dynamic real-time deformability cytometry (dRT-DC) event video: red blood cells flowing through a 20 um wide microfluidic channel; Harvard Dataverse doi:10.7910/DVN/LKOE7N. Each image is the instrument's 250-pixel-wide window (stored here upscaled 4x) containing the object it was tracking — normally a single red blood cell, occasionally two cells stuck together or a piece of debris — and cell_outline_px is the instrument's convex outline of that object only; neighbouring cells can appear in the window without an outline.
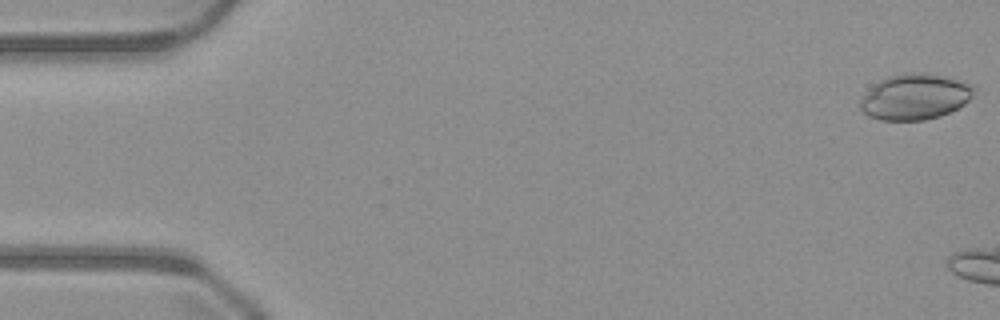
{"species": "common noctule bat (a hibernating species)", "species_latin": "Nyctalus noctula", "temperature_condition": "warm", "stored_images_in_passage": 4, "camera_frame_rate_fps": 3000, "um_per_image_px": 0.085, "animal": {"sex": "male", "body_mass_g": 23.1, "forearm_length_mm": 52.7}, "frame": {"image": 1, "passage_image": 1, "time_ms": 0.0, "image_size_px": [1000, 320], "cell_outline_px": [[976, 88], [972, 96], [960, 108], [940, 116], [924, 120], [880, 120], [868, 116], [860, 112], [860, 100], [880, 80], [888, 76], [904, 72], [924, 72], [948, 76], [972, 84]], "centroid_in_image_um": [77.8, 8.22], "position_along_channel_um": 7.2, "area_um2": 30.63}}